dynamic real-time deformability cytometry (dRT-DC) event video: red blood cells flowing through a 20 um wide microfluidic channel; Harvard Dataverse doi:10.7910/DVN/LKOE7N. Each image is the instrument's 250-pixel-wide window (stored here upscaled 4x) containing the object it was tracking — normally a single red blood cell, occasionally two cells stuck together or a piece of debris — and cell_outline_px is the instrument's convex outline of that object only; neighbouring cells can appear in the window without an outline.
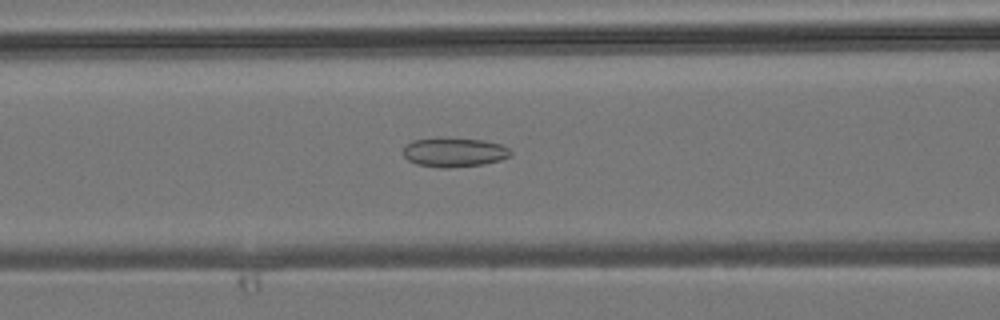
{"species": "common noctule bat (a hibernating species)", "species_latin": "Nyctalus noctula", "temperature_condition": "room temperature", "stored_images_in_passage": 45, "camera_frame_rate_fps": 3000, "um_per_image_px": 0.085, "animal": {"sex": "male", "body_mass_g": 19.2, "forearm_length_mm": 51.8}, "frame": {"image": 1, "passage_image": 18, "time_ms": 5.667, "image_size_px": [1000, 320], "cell_outline_px": [[512, 152], [508, 156], [500, 160], [484, 164], [448, 168], [440, 168], [416, 164], [408, 160], [404, 156], [404, 148], [412, 140], [436, 136], [440, 136], [484, 140], [500, 144], [508, 148]], "centroid_in_image_um": [38.57, 12.92], "position_along_channel_um": 128.0, "area_um2": 18.67}}
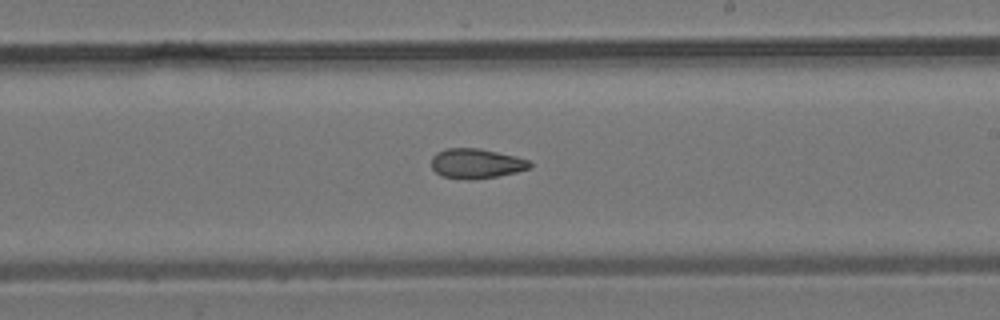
{"frame": {"image": 2, "passage_image": 26, "time_ms": 8.333, "image_size_px": [1000, 320], "cell_outline_px": [[532, 168], [516, 172], [496, 176], [472, 180], [464, 180], [440, 176], [432, 168], [432, 156], [436, 152], [448, 148], [480, 148], [516, 156], [528, 160], [532, 164]], "centroid_in_image_um": [40.47, 13.9], "position_along_channel_um": 248.5, "area_um2": 17.28}}
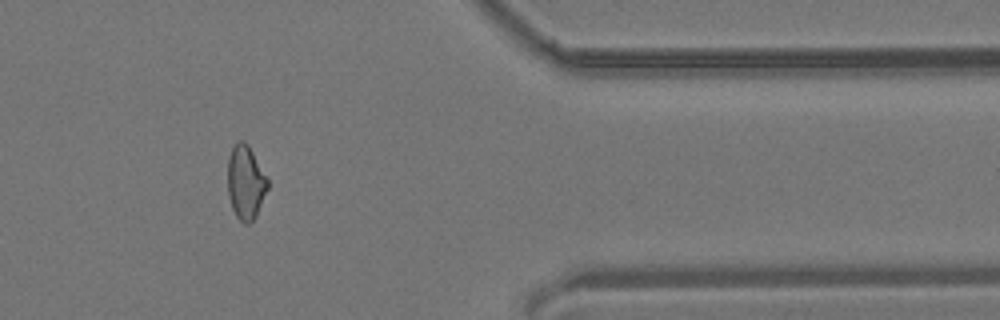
{"frame": {"image": 3, "passage_image": 37, "time_ms": 12.0, "image_size_px": [1000, 320], "cell_outline_px": [[268, 188], [256, 216], [248, 224], [244, 224], [236, 216], [232, 208], [228, 196], [228, 156], [232, 148], [240, 140], [244, 140], [248, 144], [268, 180]], "centroid_in_image_um": [20.87, 15.51], "position_along_channel_um": 390.5, "area_um2": 17.11}}